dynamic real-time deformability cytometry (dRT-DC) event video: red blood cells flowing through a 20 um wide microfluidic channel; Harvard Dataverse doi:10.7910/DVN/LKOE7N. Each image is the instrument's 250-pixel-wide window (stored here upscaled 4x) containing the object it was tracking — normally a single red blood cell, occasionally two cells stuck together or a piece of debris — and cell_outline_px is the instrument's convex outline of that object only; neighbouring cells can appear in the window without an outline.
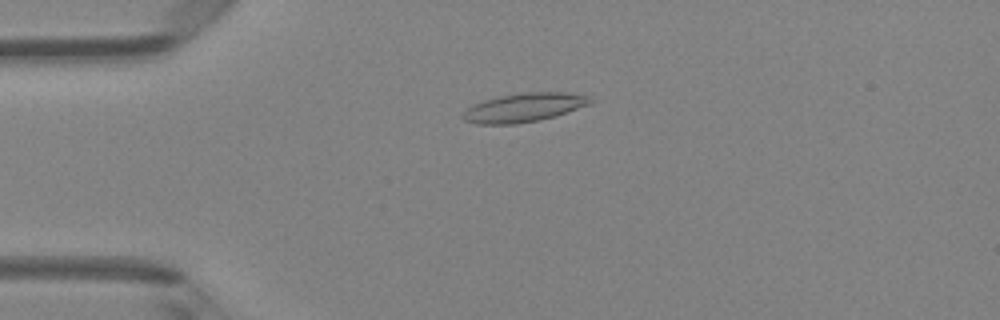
{"species": "Egyptian fruit bat (a non-hibernating species)", "species_latin": "Rousettus aegyptiacus", "temperature_condition": "room temperature", "stored_images_in_passage": 49, "camera_frame_rate_fps": 3000, "um_per_image_px": 0.085, "animal": {"sex": "female"}, "frame": {"image": 1, "passage_image": 12, "time_ms": 3.667, "image_size_px": [1000, 320], "cell_outline_px": [[596, 100], [592, 104], [556, 116], [540, 120], [516, 124], [476, 124], [464, 120], [460, 116], [472, 104], [484, 100], [500, 96], [524, 92], [564, 92], [592, 96]], "centroid_in_image_um": [44.6, 9.14], "position_along_channel_um": 40.4, "area_um2": 21.73}}
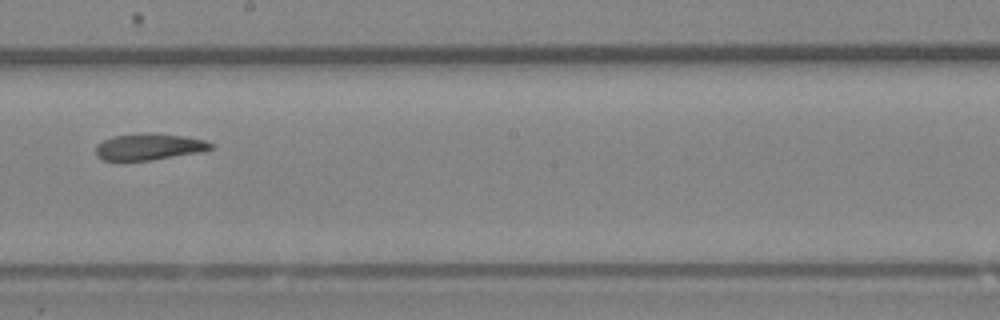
{"frame": {"image": 2, "passage_image": 28, "time_ms": 9.0, "image_size_px": [1000, 320], "cell_outline_px": [[212, 148], [200, 152], [152, 160], [100, 160], [96, 156], [96, 148], [104, 140], [112, 136], [140, 132], [184, 136], [204, 140], [212, 144]], "centroid_in_image_um": [12.64, 12.47], "position_along_channel_um": 235.6, "area_um2": 17.63}}
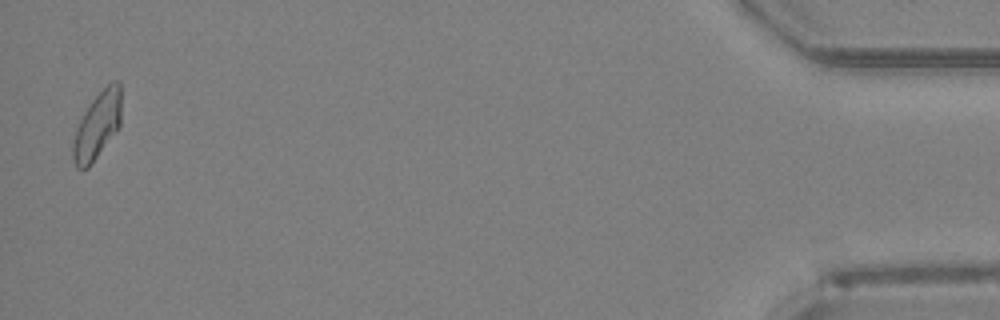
{"frame": {"image": 3, "passage_image": 48, "time_ms": 15.667, "image_size_px": [1000, 320], "cell_outline_px": [[120, 124], [92, 164], [88, 168], [76, 168], [72, 160], [72, 140], [76, 128], [84, 112], [92, 100], [112, 80], [120, 80]], "centroid_in_image_um": [8.23, 10.69], "position_along_channel_um": 427.0, "area_um2": 18.67}, "authors_computed_cell_mechanics": {"area_um2": 18.7272, "velocity_mm_per_s": 4.1894, "shape_relaxation_time_tau1_ms": null, "shape_relaxation_time_tau2_ms": 3.8247, "deformation_change_tau1": null, "deformation_change_tau2": 0.1126}}